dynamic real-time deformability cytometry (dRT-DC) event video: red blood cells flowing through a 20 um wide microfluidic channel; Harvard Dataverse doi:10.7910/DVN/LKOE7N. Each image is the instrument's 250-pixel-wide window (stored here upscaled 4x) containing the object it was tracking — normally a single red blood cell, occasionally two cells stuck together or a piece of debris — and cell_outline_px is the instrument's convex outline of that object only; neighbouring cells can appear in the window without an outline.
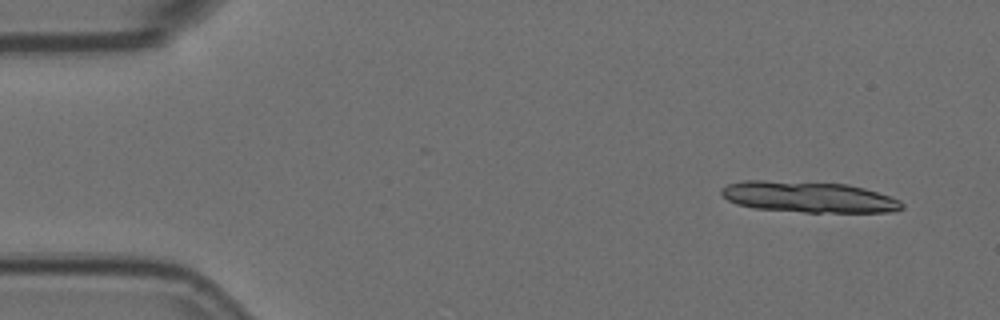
{"species": "Egyptian fruit bat (a non-hibernating species)", "species_latin": "Rousettus aegyptiacus", "temperature_condition": "room temperature", "stored_images_in_passage": 5, "camera_frame_rate_fps": 3000, "um_per_image_px": 0.085, "animal": {"sex": "female"}, "frame": {"image": 1, "passage_image": 1, "time_ms": 0.0, "image_size_px": [1000, 320], "cell_outline_px": [[904, 208], [892, 212], [804, 212], [752, 208], [736, 204], [720, 196], [720, 188], [728, 184], [740, 180], [764, 180], [848, 184], [864, 188], [892, 196], [900, 200], [904, 204]], "centroid_in_image_um": [68.7, 16.74], "position_along_channel_um": 16.3, "area_um2": 33.0}}
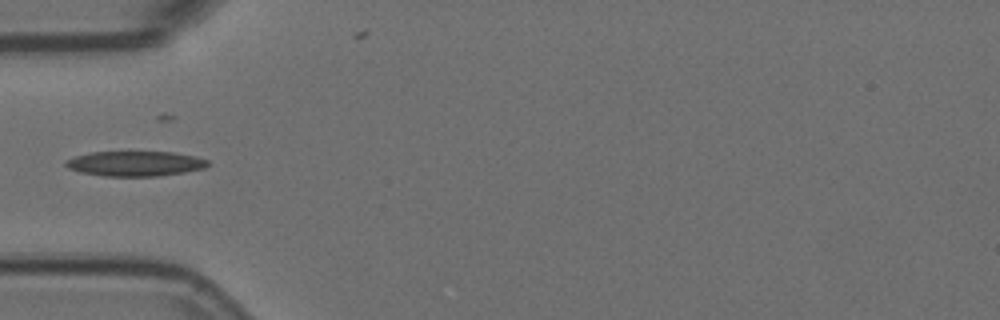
{"frame": {"image": 2, "passage_image": 5, "time_ms": 1.333, "image_size_px": [1000, 320], "cell_outline_px": [[208, 164], [204, 168], [184, 172], [160, 176], [104, 176], [80, 172], [68, 168], [64, 164], [68, 160], [76, 156], [92, 152], [172, 152], [196, 156], [208, 160]], "centroid_in_image_um": [11.5, 13.91], "position_along_channel_um": 73.5, "area_um2": 20.58}}